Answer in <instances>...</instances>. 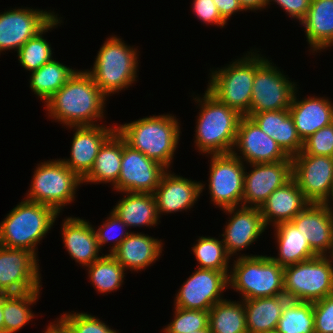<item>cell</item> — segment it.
I'll return each instance as SVG.
<instances>
[{"mask_svg":"<svg viewBox=\"0 0 333 333\" xmlns=\"http://www.w3.org/2000/svg\"><path fill=\"white\" fill-rule=\"evenodd\" d=\"M236 258L228 275V287L239 291L242 300L284 294V267L271 255L241 254Z\"/></svg>","mask_w":333,"mask_h":333,"instance_id":"obj_6","label":"cell"},{"mask_svg":"<svg viewBox=\"0 0 333 333\" xmlns=\"http://www.w3.org/2000/svg\"><path fill=\"white\" fill-rule=\"evenodd\" d=\"M163 243L148 234L132 232L111 254L125 270L141 271L161 256Z\"/></svg>","mask_w":333,"mask_h":333,"instance_id":"obj_26","label":"cell"},{"mask_svg":"<svg viewBox=\"0 0 333 333\" xmlns=\"http://www.w3.org/2000/svg\"><path fill=\"white\" fill-rule=\"evenodd\" d=\"M244 11H257L266 7V0H238Z\"/></svg>","mask_w":333,"mask_h":333,"instance_id":"obj_48","label":"cell"},{"mask_svg":"<svg viewBox=\"0 0 333 333\" xmlns=\"http://www.w3.org/2000/svg\"><path fill=\"white\" fill-rule=\"evenodd\" d=\"M292 160V178L309 203L330 204L333 187V157L299 153ZM330 199V200H329Z\"/></svg>","mask_w":333,"mask_h":333,"instance_id":"obj_12","label":"cell"},{"mask_svg":"<svg viewBox=\"0 0 333 333\" xmlns=\"http://www.w3.org/2000/svg\"><path fill=\"white\" fill-rule=\"evenodd\" d=\"M209 194L211 202L222 210L242 206L244 172L241 159L232 153L210 155Z\"/></svg>","mask_w":333,"mask_h":333,"instance_id":"obj_10","label":"cell"},{"mask_svg":"<svg viewBox=\"0 0 333 333\" xmlns=\"http://www.w3.org/2000/svg\"><path fill=\"white\" fill-rule=\"evenodd\" d=\"M122 160V136L117 130L103 143L93 168L82 183H111L113 188L118 183Z\"/></svg>","mask_w":333,"mask_h":333,"instance_id":"obj_31","label":"cell"},{"mask_svg":"<svg viewBox=\"0 0 333 333\" xmlns=\"http://www.w3.org/2000/svg\"><path fill=\"white\" fill-rule=\"evenodd\" d=\"M223 211L232 215L222 234L223 243L230 257L252 245L267 229L259 208L238 206Z\"/></svg>","mask_w":333,"mask_h":333,"instance_id":"obj_21","label":"cell"},{"mask_svg":"<svg viewBox=\"0 0 333 333\" xmlns=\"http://www.w3.org/2000/svg\"><path fill=\"white\" fill-rule=\"evenodd\" d=\"M272 1L285 10L290 18L297 19L299 22L306 16L312 2V0H266V7L270 6Z\"/></svg>","mask_w":333,"mask_h":333,"instance_id":"obj_46","label":"cell"},{"mask_svg":"<svg viewBox=\"0 0 333 333\" xmlns=\"http://www.w3.org/2000/svg\"><path fill=\"white\" fill-rule=\"evenodd\" d=\"M211 333H248L243 300L224 299L209 310Z\"/></svg>","mask_w":333,"mask_h":333,"instance_id":"obj_34","label":"cell"},{"mask_svg":"<svg viewBox=\"0 0 333 333\" xmlns=\"http://www.w3.org/2000/svg\"><path fill=\"white\" fill-rule=\"evenodd\" d=\"M193 245L192 252L198 262L199 269H213L229 275L231 257L228 255L223 240L215 237L201 236ZM229 265V266H228Z\"/></svg>","mask_w":333,"mask_h":333,"instance_id":"obj_39","label":"cell"},{"mask_svg":"<svg viewBox=\"0 0 333 333\" xmlns=\"http://www.w3.org/2000/svg\"><path fill=\"white\" fill-rule=\"evenodd\" d=\"M297 92L296 89L288 110L299 137L304 141L322 127L333 123V103L328 98L315 95L299 100Z\"/></svg>","mask_w":333,"mask_h":333,"instance_id":"obj_23","label":"cell"},{"mask_svg":"<svg viewBox=\"0 0 333 333\" xmlns=\"http://www.w3.org/2000/svg\"><path fill=\"white\" fill-rule=\"evenodd\" d=\"M252 51L225 67L210 70L207 85V90L214 97L242 116L250 114L255 71L266 60V57Z\"/></svg>","mask_w":333,"mask_h":333,"instance_id":"obj_5","label":"cell"},{"mask_svg":"<svg viewBox=\"0 0 333 333\" xmlns=\"http://www.w3.org/2000/svg\"><path fill=\"white\" fill-rule=\"evenodd\" d=\"M244 172L242 206L260 208L269 195L292 178V161L249 164Z\"/></svg>","mask_w":333,"mask_h":333,"instance_id":"obj_18","label":"cell"},{"mask_svg":"<svg viewBox=\"0 0 333 333\" xmlns=\"http://www.w3.org/2000/svg\"><path fill=\"white\" fill-rule=\"evenodd\" d=\"M125 228H128V226L115 213L111 211L105 223L103 222V224L100 225L97 230L94 228L100 250L103 248L102 246H104V244L113 241L112 243L114 245L109 250L110 253H108L112 254L121 244V242L132 233L127 231ZM118 229H120L121 232H114L118 231Z\"/></svg>","mask_w":333,"mask_h":333,"instance_id":"obj_42","label":"cell"},{"mask_svg":"<svg viewBox=\"0 0 333 333\" xmlns=\"http://www.w3.org/2000/svg\"><path fill=\"white\" fill-rule=\"evenodd\" d=\"M248 116L258 124L262 131L273 138L289 157L302 151L303 141L297 133L288 109L250 113Z\"/></svg>","mask_w":333,"mask_h":333,"instance_id":"obj_27","label":"cell"},{"mask_svg":"<svg viewBox=\"0 0 333 333\" xmlns=\"http://www.w3.org/2000/svg\"><path fill=\"white\" fill-rule=\"evenodd\" d=\"M25 200L53 208L58 214L75 200L82 180L60 159L41 162L33 172Z\"/></svg>","mask_w":333,"mask_h":333,"instance_id":"obj_8","label":"cell"},{"mask_svg":"<svg viewBox=\"0 0 333 333\" xmlns=\"http://www.w3.org/2000/svg\"><path fill=\"white\" fill-rule=\"evenodd\" d=\"M301 153L333 157V123L322 127L304 140Z\"/></svg>","mask_w":333,"mask_h":333,"instance_id":"obj_43","label":"cell"},{"mask_svg":"<svg viewBox=\"0 0 333 333\" xmlns=\"http://www.w3.org/2000/svg\"><path fill=\"white\" fill-rule=\"evenodd\" d=\"M115 126V127H114ZM73 126L70 159H60L71 171L83 180L93 168L95 158L103 143L116 131V125Z\"/></svg>","mask_w":333,"mask_h":333,"instance_id":"obj_19","label":"cell"},{"mask_svg":"<svg viewBox=\"0 0 333 333\" xmlns=\"http://www.w3.org/2000/svg\"><path fill=\"white\" fill-rule=\"evenodd\" d=\"M87 267L90 282L98 293L114 292L124 282L126 270L111 254H102L101 258Z\"/></svg>","mask_w":333,"mask_h":333,"instance_id":"obj_36","label":"cell"},{"mask_svg":"<svg viewBox=\"0 0 333 333\" xmlns=\"http://www.w3.org/2000/svg\"><path fill=\"white\" fill-rule=\"evenodd\" d=\"M41 289L19 294H3L4 333H15L35 316L30 306L39 300Z\"/></svg>","mask_w":333,"mask_h":333,"instance_id":"obj_35","label":"cell"},{"mask_svg":"<svg viewBox=\"0 0 333 333\" xmlns=\"http://www.w3.org/2000/svg\"><path fill=\"white\" fill-rule=\"evenodd\" d=\"M278 333H315L313 302L288 300L276 328Z\"/></svg>","mask_w":333,"mask_h":333,"instance_id":"obj_37","label":"cell"},{"mask_svg":"<svg viewBox=\"0 0 333 333\" xmlns=\"http://www.w3.org/2000/svg\"><path fill=\"white\" fill-rule=\"evenodd\" d=\"M174 319L165 328L164 333H190L208 328L209 311L174 308Z\"/></svg>","mask_w":333,"mask_h":333,"instance_id":"obj_40","label":"cell"},{"mask_svg":"<svg viewBox=\"0 0 333 333\" xmlns=\"http://www.w3.org/2000/svg\"><path fill=\"white\" fill-rule=\"evenodd\" d=\"M284 294L290 300L315 302L333 294V258L315 256L284 267Z\"/></svg>","mask_w":333,"mask_h":333,"instance_id":"obj_9","label":"cell"},{"mask_svg":"<svg viewBox=\"0 0 333 333\" xmlns=\"http://www.w3.org/2000/svg\"><path fill=\"white\" fill-rule=\"evenodd\" d=\"M307 42L312 53L333 46V0H312L304 19Z\"/></svg>","mask_w":333,"mask_h":333,"instance_id":"obj_28","label":"cell"},{"mask_svg":"<svg viewBox=\"0 0 333 333\" xmlns=\"http://www.w3.org/2000/svg\"><path fill=\"white\" fill-rule=\"evenodd\" d=\"M59 214L51 207L23 199L0 223V245L25 249L36 256V248L53 227Z\"/></svg>","mask_w":333,"mask_h":333,"instance_id":"obj_4","label":"cell"},{"mask_svg":"<svg viewBox=\"0 0 333 333\" xmlns=\"http://www.w3.org/2000/svg\"><path fill=\"white\" fill-rule=\"evenodd\" d=\"M194 100L201 107L194 141L198 151L208 155L231 153L242 115L220 102L207 89L202 98Z\"/></svg>","mask_w":333,"mask_h":333,"instance_id":"obj_3","label":"cell"},{"mask_svg":"<svg viewBox=\"0 0 333 333\" xmlns=\"http://www.w3.org/2000/svg\"><path fill=\"white\" fill-rule=\"evenodd\" d=\"M221 17L227 22L237 12L244 11L238 0H213Z\"/></svg>","mask_w":333,"mask_h":333,"instance_id":"obj_47","label":"cell"},{"mask_svg":"<svg viewBox=\"0 0 333 333\" xmlns=\"http://www.w3.org/2000/svg\"><path fill=\"white\" fill-rule=\"evenodd\" d=\"M274 229L279 256L271 258L280 266L294 265L318 256L309 246L308 239L292 222L278 224Z\"/></svg>","mask_w":333,"mask_h":333,"instance_id":"obj_32","label":"cell"},{"mask_svg":"<svg viewBox=\"0 0 333 333\" xmlns=\"http://www.w3.org/2000/svg\"><path fill=\"white\" fill-rule=\"evenodd\" d=\"M205 184L172 174L169 169L163 174L160 184L154 190L158 217L189 210L198 201Z\"/></svg>","mask_w":333,"mask_h":333,"instance_id":"obj_22","label":"cell"},{"mask_svg":"<svg viewBox=\"0 0 333 333\" xmlns=\"http://www.w3.org/2000/svg\"><path fill=\"white\" fill-rule=\"evenodd\" d=\"M179 125L174 115L164 114L117 125L116 130L127 145L168 169L180 140Z\"/></svg>","mask_w":333,"mask_h":333,"instance_id":"obj_2","label":"cell"},{"mask_svg":"<svg viewBox=\"0 0 333 333\" xmlns=\"http://www.w3.org/2000/svg\"><path fill=\"white\" fill-rule=\"evenodd\" d=\"M231 153L243 162L246 161L245 164L292 161L291 157L281 149L277 142L262 131L258 124L249 116H242L240 119Z\"/></svg>","mask_w":333,"mask_h":333,"instance_id":"obj_17","label":"cell"},{"mask_svg":"<svg viewBox=\"0 0 333 333\" xmlns=\"http://www.w3.org/2000/svg\"><path fill=\"white\" fill-rule=\"evenodd\" d=\"M228 288V276L213 269H199L182 284L174 300V307L209 311L224 300L222 292Z\"/></svg>","mask_w":333,"mask_h":333,"instance_id":"obj_14","label":"cell"},{"mask_svg":"<svg viewBox=\"0 0 333 333\" xmlns=\"http://www.w3.org/2000/svg\"><path fill=\"white\" fill-rule=\"evenodd\" d=\"M57 322L67 333H119L98 317L84 312L65 313L57 319Z\"/></svg>","mask_w":333,"mask_h":333,"instance_id":"obj_41","label":"cell"},{"mask_svg":"<svg viewBox=\"0 0 333 333\" xmlns=\"http://www.w3.org/2000/svg\"><path fill=\"white\" fill-rule=\"evenodd\" d=\"M44 333H67L63 327L55 320L53 323L50 322L49 325H47V329Z\"/></svg>","mask_w":333,"mask_h":333,"instance_id":"obj_49","label":"cell"},{"mask_svg":"<svg viewBox=\"0 0 333 333\" xmlns=\"http://www.w3.org/2000/svg\"><path fill=\"white\" fill-rule=\"evenodd\" d=\"M309 202L291 178L283 186L274 190L259 208L266 227H273L284 222H291ZM270 223V224H269Z\"/></svg>","mask_w":333,"mask_h":333,"instance_id":"obj_25","label":"cell"},{"mask_svg":"<svg viewBox=\"0 0 333 333\" xmlns=\"http://www.w3.org/2000/svg\"><path fill=\"white\" fill-rule=\"evenodd\" d=\"M283 73L268 59L256 69L250 113L289 109L297 84Z\"/></svg>","mask_w":333,"mask_h":333,"instance_id":"obj_11","label":"cell"},{"mask_svg":"<svg viewBox=\"0 0 333 333\" xmlns=\"http://www.w3.org/2000/svg\"><path fill=\"white\" fill-rule=\"evenodd\" d=\"M315 333H333V294L313 302Z\"/></svg>","mask_w":333,"mask_h":333,"instance_id":"obj_44","label":"cell"},{"mask_svg":"<svg viewBox=\"0 0 333 333\" xmlns=\"http://www.w3.org/2000/svg\"><path fill=\"white\" fill-rule=\"evenodd\" d=\"M332 208L331 204L309 203L291 221L308 239L309 246L319 256L333 254Z\"/></svg>","mask_w":333,"mask_h":333,"instance_id":"obj_20","label":"cell"},{"mask_svg":"<svg viewBox=\"0 0 333 333\" xmlns=\"http://www.w3.org/2000/svg\"><path fill=\"white\" fill-rule=\"evenodd\" d=\"M37 257L29 250L0 245V294H19L42 288Z\"/></svg>","mask_w":333,"mask_h":333,"instance_id":"obj_13","label":"cell"},{"mask_svg":"<svg viewBox=\"0 0 333 333\" xmlns=\"http://www.w3.org/2000/svg\"><path fill=\"white\" fill-rule=\"evenodd\" d=\"M59 23L61 24L62 20L57 15L42 31L29 39L17 51L19 63L23 68L33 72L53 59V49L51 48V44L44 39L43 34L55 28Z\"/></svg>","mask_w":333,"mask_h":333,"instance_id":"obj_38","label":"cell"},{"mask_svg":"<svg viewBox=\"0 0 333 333\" xmlns=\"http://www.w3.org/2000/svg\"><path fill=\"white\" fill-rule=\"evenodd\" d=\"M120 201L114 206L115 213L128 227L157 226L159 217L153 193L123 192Z\"/></svg>","mask_w":333,"mask_h":333,"instance_id":"obj_30","label":"cell"},{"mask_svg":"<svg viewBox=\"0 0 333 333\" xmlns=\"http://www.w3.org/2000/svg\"><path fill=\"white\" fill-rule=\"evenodd\" d=\"M0 333H4L3 294H0Z\"/></svg>","mask_w":333,"mask_h":333,"instance_id":"obj_50","label":"cell"},{"mask_svg":"<svg viewBox=\"0 0 333 333\" xmlns=\"http://www.w3.org/2000/svg\"><path fill=\"white\" fill-rule=\"evenodd\" d=\"M106 98L86 70H77L45 105L49 117L67 128L91 126L104 119Z\"/></svg>","mask_w":333,"mask_h":333,"instance_id":"obj_1","label":"cell"},{"mask_svg":"<svg viewBox=\"0 0 333 333\" xmlns=\"http://www.w3.org/2000/svg\"><path fill=\"white\" fill-rule=\"evenodd\" d=\"M138 56L137 48L112 35L100 47L92 70L86 71L107 97L112 96L137 81Z\"/></svg>","mask_w":333,"mask_h":333,"instance_id":"obj_7","label":"cell"},{"mask_svg":"<svg viewBox=\"0 0 333 333\" xmlns=\"http://www.w3.org/2000/svg\"><path fill=\"white\" fill-rule=\"evenodd\" d=\"M192 9L197 18L210 25L224 27L227 22L221 17L213 0H193Z\"/></svg>","mask_w":333,"mask_h":333,"instance_id":"obj_45","label":"cell"},{"mask_svg":"<svg viewBox=\"0 0 333 333\" xmlns=\"http://www.w3.org/2000/svg\"><path fill=\"white\" fill-rule=\"evenodd\" d=\"M289 298L283 294L274 297L243 300L248 333L276 331L282 310Z\"/></svg>","mask_w":333,"mask_h":333,"instance_id":"obj_29","label":"cell"},{"mask_svg":"<svg viewBox=\"0 0 333 333\" xmlns=\"http://www.w3.org/2000/svg\"><path fill=\"white\" fill-rule=\"evenodd\" d=\"M56 16L53 11L26 7L0 13V54L5 50L18 51Z\"/></svg>","mask_w":333,"mask_h":333,"instance_id":"obj_16","label":"cell"},{"mask_svg":"<svg viewBox=\"0 0 333 333\" xmlns=\"http://www.w3.org/2000/svg\"><path fill=\"white\" fill-rule=\"evenodd\" d=\"M62 223L63 245L70 257L84 268L97 261L100 247L97 243L94 226L78 217H68Z\"/></svg>","mask_w":333,"mask_h":333,"instance_id":"obj_24","label":"cell"},{"mask_svg":"<svg viewBox=\"0 0 333 333\" xmlns=\"http://www.w3.org/2000/svg\"><path fill=\"white\" fill-rule=\"evenodd\" d=\"M77 70L52 59L31 72L30 88L38 99L46 101L74 75Z\"/></svg>","mask_w":333,"mask_h":333,"instance_id":"obj_33","label":"cell"},{"mask_svg":"<svg viewBox=\"0 0 333 333\" xmlns=\"http://www.w3.org/2000/svg\"><path fill=\"white\" fill-rule=\"evenodd\" d=\"M168 169L126 144L122 137L120 176L113 188L117 192L153 193Z\"/></svg>","mask_w":333,"mask_h":333,"instance_id":"obj_15","label":"cell"},{"mask_svg":"<svg viewBox=\"0 0 333 333\" xmlns=\"http://www.w3.org/2000/svg\"><path fill=\"white\" fill-rule=\"evenodd\" d=\"M331 204L333 205V187H332V203Z\"/></svg>","mask_w":333,"mask_h":333,"instance_id":"obj_52","label":"cell"},{"mask_svg":"<svg viewBox=\"0 0 333 333\" xmlns=\"http://www.w3.org/2000/svg\"><path fill=\"white\" fill-rule=\"evenodd\" d=\"M190 333H211L209 327L206 329H202V330H198V331H194V332H190Z\"/></svg>","mask_w":333,"mask_h":333,"instance_id":"obj_51","label":"cell"}]
</instances>
